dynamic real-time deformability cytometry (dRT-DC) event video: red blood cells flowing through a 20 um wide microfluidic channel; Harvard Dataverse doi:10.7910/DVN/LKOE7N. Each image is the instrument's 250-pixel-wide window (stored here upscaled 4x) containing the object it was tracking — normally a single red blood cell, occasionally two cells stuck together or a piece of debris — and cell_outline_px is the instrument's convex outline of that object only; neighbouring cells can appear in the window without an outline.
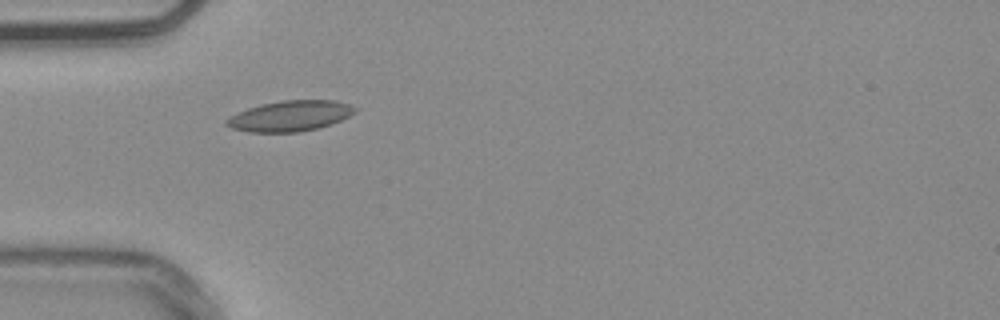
{"species": "common noctule bat (a hibernating species)", "species_latin": "Nyctalus noctula", "temperature_condition": "warm", "stored_images_in_passage": 8, "camera_frame_rate_fps": 3000, "um_per_image_px": 0.085, "animal": {"sex": "male", "body_mass_g": 20.4}, "frame": {"image": 1, "passage_image": 1, "time_ms": 0.0, "image_size_px": [1000, 320], "cell_outline_px": [[356, 112], [332, 124], [300, 132], [248, 132], [232, 128], [224, 124], [224, 120], [228, 116], [248, 108], [260, 104], [280, 100], [336, 100], [348, 104], [356, 108]], "centroid_in_image_um": [24.61, 9.85], "position_along_channel_um": 60.4, "area_um2": 23.0}}